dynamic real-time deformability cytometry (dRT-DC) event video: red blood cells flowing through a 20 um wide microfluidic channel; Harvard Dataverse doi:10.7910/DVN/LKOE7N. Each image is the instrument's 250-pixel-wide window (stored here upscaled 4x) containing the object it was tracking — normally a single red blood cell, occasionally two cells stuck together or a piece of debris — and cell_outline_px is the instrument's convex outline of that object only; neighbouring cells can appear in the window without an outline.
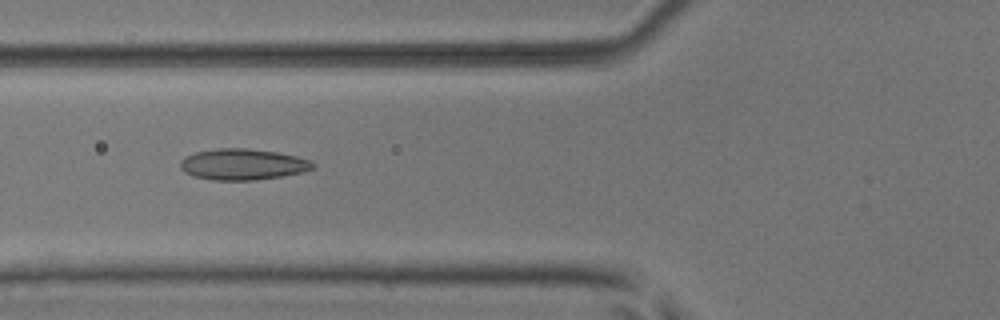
{"species": "common noctule bat (a hibernating species)", "species_latin": "Nyctalus noctula", "temperature_condition": "room temperature", "stored_images_in_passage": 33, "camera_frame_rate_fps": 3000, "um_per_image_px": 0.085, "animal": {"sex": "male", "body_mass_g": 17.9, "forearm_length_mm": 54.2}, "frame": {"image": 1, "passage_image": 8, "time_ms": 2.333, "image_size_px": [1000, 320], "cell_outline_px": [[316, 168], [300, 172], [280, 176], [252, 180], [212, 180], [192, 176], [184, 172], [180, 168], [180, 160], [184, 156], [196, 152], [216, 148], [248, 148], [276, 152], [296, 156], [312, 160], [316, 164]], "centroid_in_image_um": [20.61, 13.96], "position_along_channel_um": 105.2, "area_um2": 24.16}}
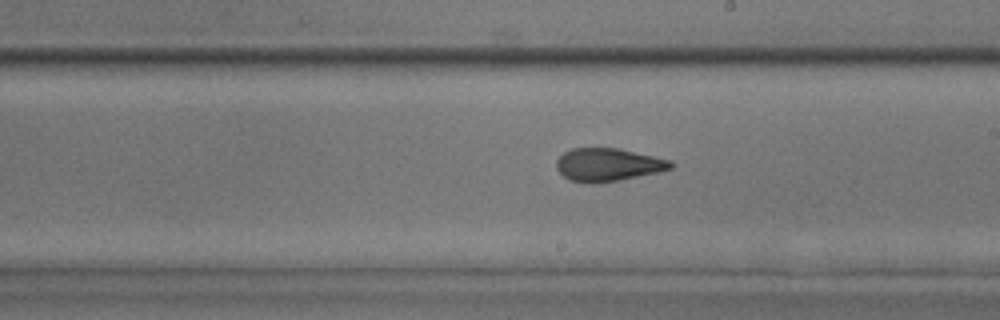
{"frame": {"image": 2, "passage_image": 18, "time_ms": 5.667, "image_size_px": [1000, 320], "cell_outline_px": [[676, 164], [672, 168], [660, 172], [616, 180], [568, 180], [556, 168], [556, 160], [564, 152], [572, 148], [616, 148], [672, 160]], "centroid_in_image_um": [51.73, 13.95], "position_along_channel_um": 237.3, "area_um2": 21.27}}
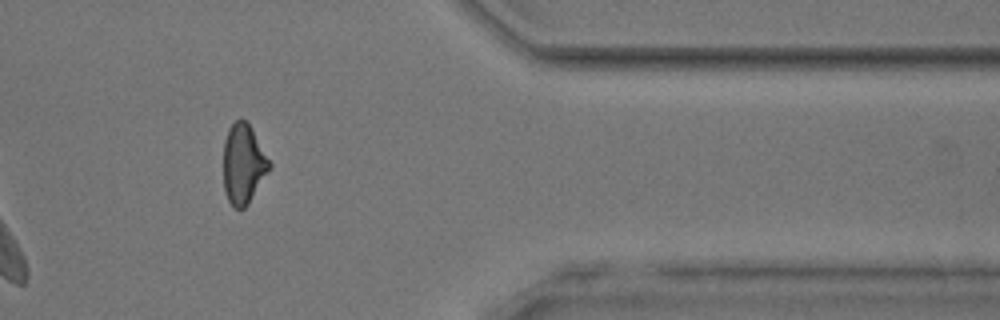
{"frame": {"image": 3, "passage_image": 31, "time_ms": 10.0, "image_size_px": [1000, 320], "cell_outline_px": [[272, 168], [248, 204], [244, 208], [236, 208], [228, 200], [224, 188], [224, 140], [228, 128], [236, 120], [244, 120], [252, 128], [272, 164]], "centroid_in_image_um": [20.71, 13.94], "position_along_channel_um": 390.7, "area_um2": 21.39}, "authors_computed_cell_mechanics": {"area_um2": 22.253, "velocity_mm_per_s": 3.9755, "shape_relaxation_time_tau1_ms": null, "shape_relaxation_time_tau2_ms": 1.7941, "deformation_change_tau1": null, "deformation_change_tau2": 0.0972}}